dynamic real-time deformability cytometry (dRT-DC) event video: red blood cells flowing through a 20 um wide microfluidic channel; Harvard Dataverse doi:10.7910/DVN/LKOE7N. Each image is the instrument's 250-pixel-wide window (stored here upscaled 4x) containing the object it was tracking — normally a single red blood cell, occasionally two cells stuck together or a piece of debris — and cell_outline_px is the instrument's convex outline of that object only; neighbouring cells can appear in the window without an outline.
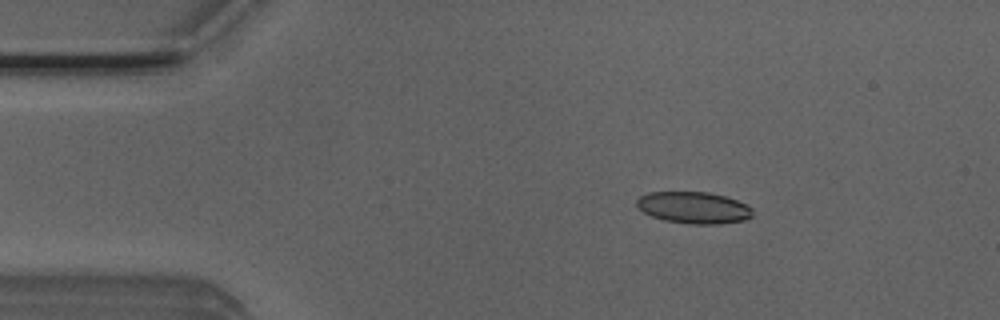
{"species": "Egyptian fruit bat (a non-hibernating species)", "species_latin": "Rousettus aegyptiacus", "temperature_condition": "room temperature", "stored_images_in_passage": 45, "camera_frame_rate_fps": 3000, "um_per_image_px": 0.085, "animal": {"sex": "male"}, "frame": {"image": 1, "passage_image": 1, "time_ms": 0.0, "image_size_px": [1000, 320], "cell_outline_px": [[752, 216], [744, 220], [720, 224], [688, 224], [664, 220], [652, 216], [644, 212], [636, 204], [636, 200], [640, 196], [648, 192], [708, 192], [724, 196], [736, 200], [752, 208]], "centroid_in_image_um": [58.95, 17.65], "position_along_channel_um": 26.0, "area_um2": 21.33}}
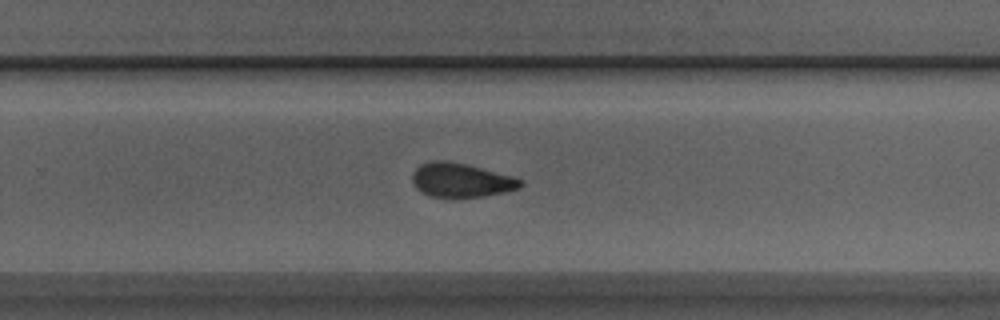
{"frame": {"image": 2, "passage_image": 26, "time_ms": 8.333, "image_size_px": [1000, 320], "cell_outline_px": [[524, 184], [520, 188], [504, 192], [484, 196], [428, 196], [416, 188], [412, 180], [412, 172], [420, 164], [432, 160], [444, 160], [468, 164], [512, 176], [520, 180]], "centroid_in_image_um": [39.17, 15.29], "position_along_channel_um": 290.6, "area_um2": 21.33}}
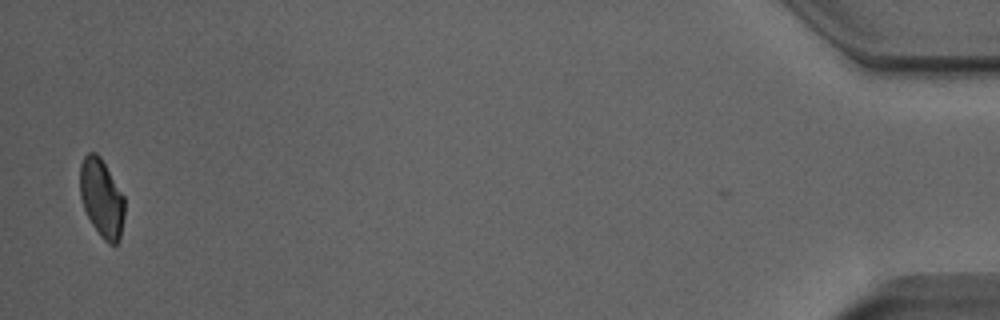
{"frame": {"image": 3, "passage_image": 44, "time_ms": 14.333, "image_size_px": [1000, 320], "cell_outline_px": [[124, 216], [120, 240], [116, 244], [108, 244], [100, 236], [92, 224], [84, 208], [80, 196], [80, 164], [84, 156], [88, 152], [96, 152], [100, 156], [124, 196]], "centroid_in_image_um": [8.64, 16.84], "position_along_channel_um": 426.6, "area_um2": 20.35}, "authors_computed_cell_mechanics": {"area_um2": 21.8484, "velocity_mm_per_s": 3.8847, "shape_relaxation_time_tau1_ms": 6.3807, "shape_relaxation_time_tau2_ms": 1.6285, "deformation_change_tau1": 0.1534, "deformation_change_tau2": 0.0664}}